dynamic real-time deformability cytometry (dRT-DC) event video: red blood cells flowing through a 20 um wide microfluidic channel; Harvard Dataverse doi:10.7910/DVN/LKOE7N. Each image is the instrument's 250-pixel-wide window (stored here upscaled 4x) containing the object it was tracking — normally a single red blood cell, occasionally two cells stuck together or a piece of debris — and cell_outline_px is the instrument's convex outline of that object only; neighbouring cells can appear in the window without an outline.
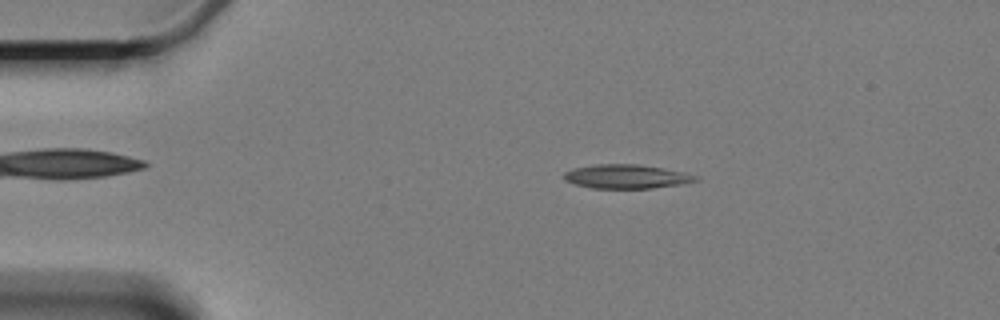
{"species": "Egyptian fruit bat (a non-hibernating species)", "species_latin": "Rousettus aegyptiacus", "temperature_condition": "cold", "stored_images_in_passage": 5, "camera_frame_rate_fps": 3000, "um_per_image_px": 0.085, "animal": {"sex": "female"}, "frame": {"image": 1, "passage_image": 3, "time_ms": 2.333, "image_size_px": [1000, 320], "cell_outline_px": [[700, 180], [684, 184], [652, 188], [592, 188], [576, 184], [564, 180], [564, 172], [576, 168], [596, 164], [636, 164], [660, 168], [700, 176]], "centroid_in_image_um": [53.27, 15.01], "position_along_channel_um": 31.7, "area_um2": 18.21}}
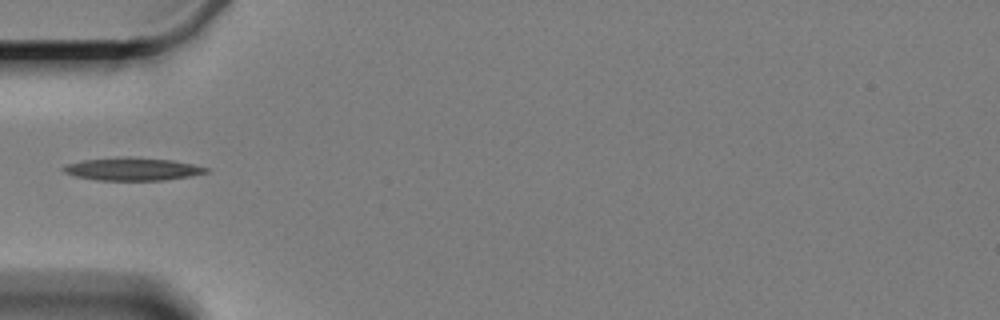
{"frame": {"image": 2, "passage_image": 5, "time_ms": 5.0, "image_size_px": [1000, 320], "cell_outline_px": [[208, 172], [188, 176], [164, 180], [96, 180], [76, 176], [64, 172], [60, 168], [68, 164], [84, 160], [120, 156], [128, 156], [172, 160], [192, 164], [208, 168]], "centroid_in_image_um": [11.23, 14.36], "position_along_channel_um": 73.8, "area_um2": 18.9}}